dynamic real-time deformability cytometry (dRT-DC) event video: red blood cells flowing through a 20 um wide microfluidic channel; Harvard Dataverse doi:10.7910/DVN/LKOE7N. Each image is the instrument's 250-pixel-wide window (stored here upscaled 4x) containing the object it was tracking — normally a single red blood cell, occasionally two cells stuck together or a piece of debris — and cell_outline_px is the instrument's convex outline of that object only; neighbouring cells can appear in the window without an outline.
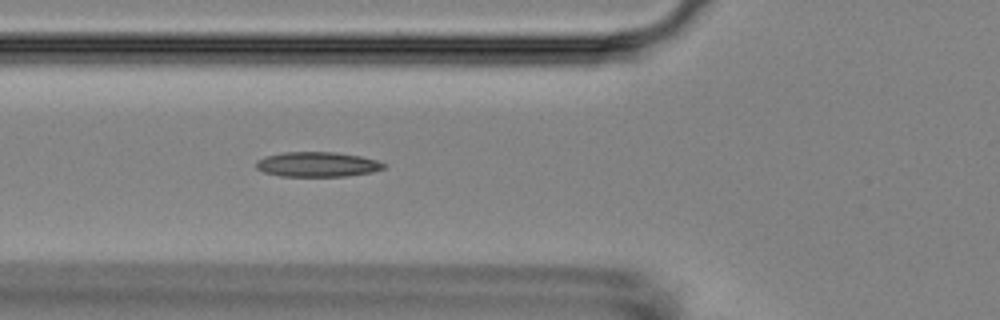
{"species": "Egyptian fruit bat (a non-hibernating species)", "species_latin": "Rousettus aegyptiacus", "temperature_condition": "room temperature", "stored_images_in_passage": 6, "camera_frame_rate_fps": 3000, "um_per_image_px": 0.085, "animal": {"sex": "female"}, "frame": {"image": 1, "passage_image": 6, "time_ms": 5.667, "image_size_px": [1000, 320], "cell_outline_px": [[384, 168], [372, 172], [344, 176], [280, 176], [264, 172], [256, 168], [256, 160], [264, 156], [284, 152], [336, 152], [360, 156], [376, 160], [384, 164]], "centroid_in_image_um": [26.92, 13.97], "position_along_channel_um": 98.9, "area_um2": 18.44}}